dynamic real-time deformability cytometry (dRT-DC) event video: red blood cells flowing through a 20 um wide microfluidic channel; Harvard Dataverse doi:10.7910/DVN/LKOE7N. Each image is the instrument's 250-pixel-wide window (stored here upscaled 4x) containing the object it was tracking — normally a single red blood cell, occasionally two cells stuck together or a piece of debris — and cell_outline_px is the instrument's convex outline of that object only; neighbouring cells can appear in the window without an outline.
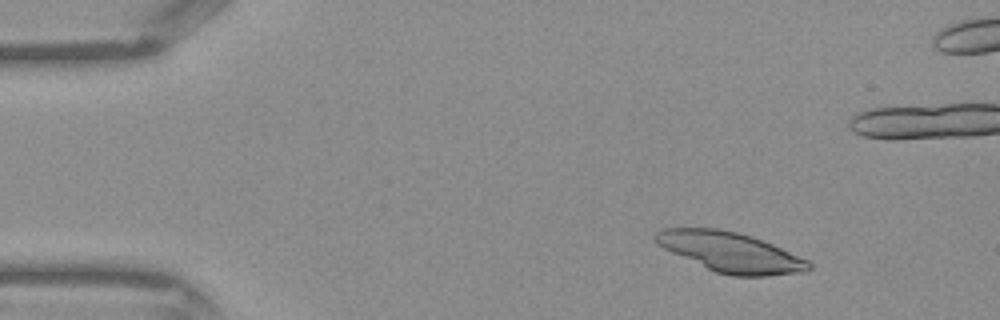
{"species": "Egyptian fruit bat (a non-hibernating species)", "species_latin": "Rousettus aegyptiacus", "temperature_condition": "warm", "stored_images_in_passage": 12, "camera_frame_rate_fps": 3000, "um_per_image_px": 0.085, "frame": {"image": 1, "passage_image": 1, "time_ms": 0.0, "image_size_px": [1000, 320], "cell_outline_px": [[812, 268], [804, 272], [764, 276], [732, 276], [716, 272], [672, 252], [656, 244], [652, 236], [660, 228], [720, 228], [752, 236], [772, 244], [808, 260], [812, 264]], "centroid_in_image_um": [62.08, 21.42], "position_along_channel_um": 22.9, "area_um2": 35.49}}